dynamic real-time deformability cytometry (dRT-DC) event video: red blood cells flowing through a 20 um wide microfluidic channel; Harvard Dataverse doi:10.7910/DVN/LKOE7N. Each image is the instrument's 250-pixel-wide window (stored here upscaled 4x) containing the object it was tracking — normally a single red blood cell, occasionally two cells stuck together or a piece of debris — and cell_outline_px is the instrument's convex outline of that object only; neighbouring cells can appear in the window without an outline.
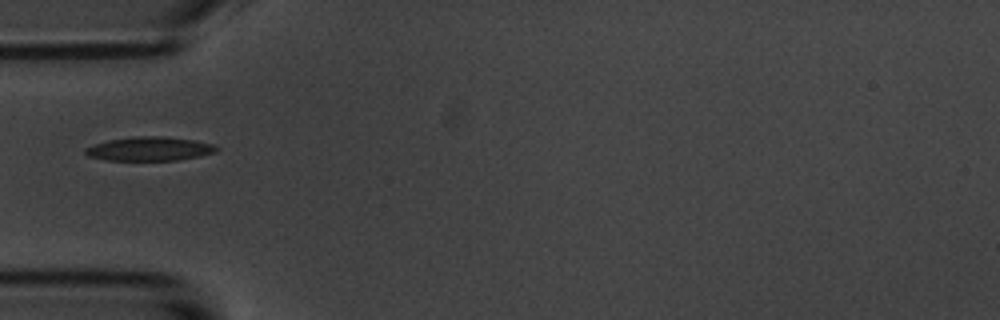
{"species": "common noctule bat (a hibernating species)", "species_latin": "Nyctalus noctula", "temperature_condition": "room temperature", "stored_images_in_passage": 21, "camera_frame_rate_fps": 3000, "um_per_image_px": 0.085, "animal": {"sex": "male", "body_mass_g": 20.1, "forearm_length_mm": 53.5}, "frame": {"image": 1, "passage_image": 1, "time_ms": 0.0, "image_size_px": [1000, 320], "cell_outline_px": [[220, 148], [216, 152], [200, 156], [176, 160], [108, 160], [88, 156], [84, 152], [84, 148], [92, 144], [108, 140], [132, 136], [164, 136], [196, 140], [216, 144]], "centroid_in_image_um": [12.73, 12.64], "position_along_channel_um": 72.3, "area_um2": 18.55}}
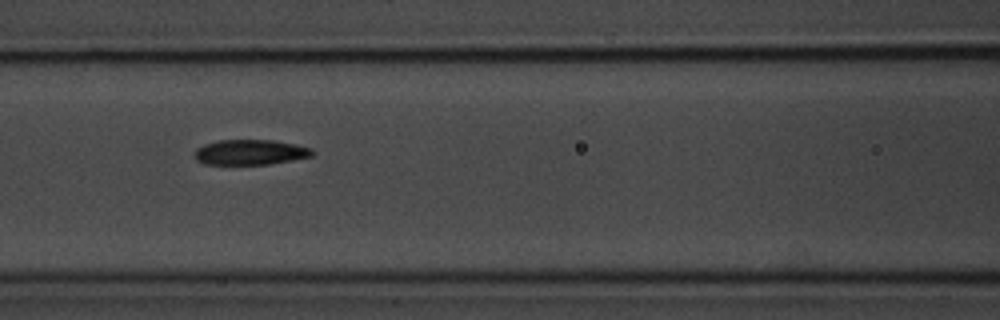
{"frame": {"image": 2, "passage_image": 7, "time_ms": 2.0, "image_size_px": [1000, 320], "cell_outline_px": [[316, 152], [312, 156], [292, 160], [268, 164], [204, 164], [196, 160], [192, 156], [196, 148], [204, 144], [216, 140], [272, 140], [296, 144], [312, 148]], "centroid_in_image_um": [21.25, 12.93], "position_along_channel_um": 145.4, "area_um2": 17.51}}
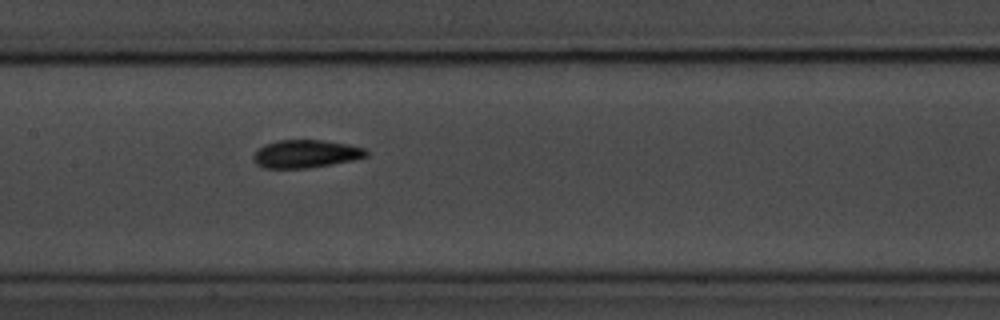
{"frame": {"image": 3, "passage_image": 10, "time_ms": 3.0, "image_size_px": [1000, 320], "cell_outline_px": [[368, 156], [352, 160], [332, 164], [308, 168], [264, 168], [256, 164], [252, 160], [252, 156], [264, 144], [276, 140], [324, 140], [348, 144], [364, 148], [368, 152]], "centroid_in_image_um": [25.97, 13.07], "position_along_channel_um": 181.4, "area_um2": 18.44}}